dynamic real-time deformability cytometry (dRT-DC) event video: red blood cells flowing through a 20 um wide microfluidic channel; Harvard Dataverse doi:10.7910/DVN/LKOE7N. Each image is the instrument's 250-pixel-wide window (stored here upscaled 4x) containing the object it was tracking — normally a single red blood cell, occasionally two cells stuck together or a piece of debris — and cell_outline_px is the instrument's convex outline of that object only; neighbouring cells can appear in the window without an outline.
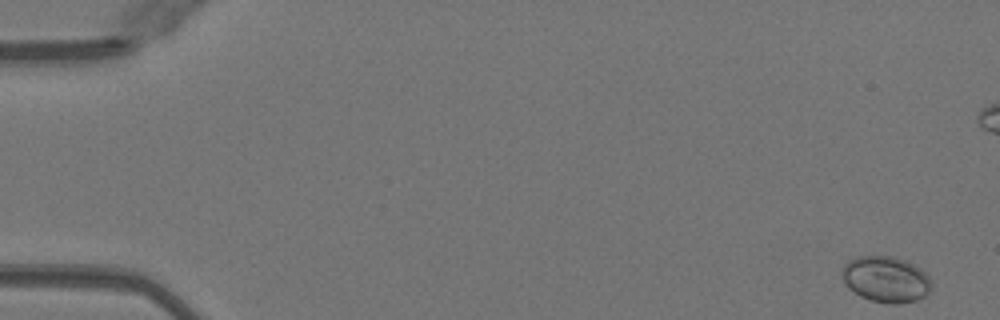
{"species": "Egyptian fruit bat (a non-hibernating species)", "species_latin": "Rousettus aegyptiacus", "temperature_condition": "warm", "stored_images_in_passage": 4, "camera_frame_rate_fps": 3000, "um_per_image_px": 0.085, "animal": {"sex": "female"}, "frame": {"image": 1, "passage_image": 1, "time_ms": 0.0, "image_size_px": [1000, 320], "cell_outline_px": [[932, 284], [928, 292], [924, 296], [916, 300], [900, 304], [888, 304], [872, 300], [860, 296], [848, 288], [844, 284], [844, 264], [848, 260], [856, 256], [892, 256], [904, 260], [920, 268], [928, 276]], "centroid_in_image_um": [75.3, 23.74], "position_along_channel_um": 9.7, "area_um2": 23.87}}